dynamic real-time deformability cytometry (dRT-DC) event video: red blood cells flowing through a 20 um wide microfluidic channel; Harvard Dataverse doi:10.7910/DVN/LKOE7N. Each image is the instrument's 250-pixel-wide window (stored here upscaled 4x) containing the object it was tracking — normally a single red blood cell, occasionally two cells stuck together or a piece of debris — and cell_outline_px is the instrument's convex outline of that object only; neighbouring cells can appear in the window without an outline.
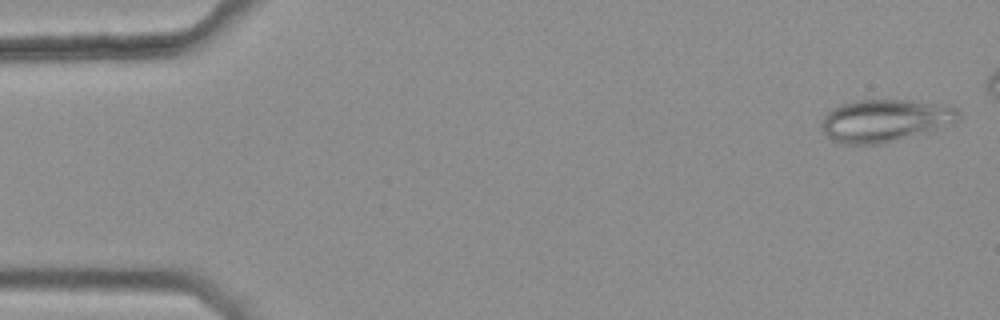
{"species": "common noctule bat (a hibernating species)", "species_latin": "Nyctalus noctula", "temperature_condition": "warm", "stored_images_in_passage": 47, "camera_frame_rate_fps": 3000, "um_per_image_px": 0.085, "animal": {"sex": "female", "body_mass_g": 25.1}, "frame": {"image": 1, "passage_image": 2, "time_ms": 0.333, "image_size_px": [1000, 320], "cell_outline_px": [[960, 120], [936, 128], [884, 144], [848, 144], [832, 140], [824, 132], [820, 124], [820, 120], [832, 108], [840, 104], [856, 100], [912, 100], [952, 104], [960, 112]], "centroid_in_image_um": [75.23, 10.22], "position_along_channel_um": 9.8, "area_um2": 34.04}}
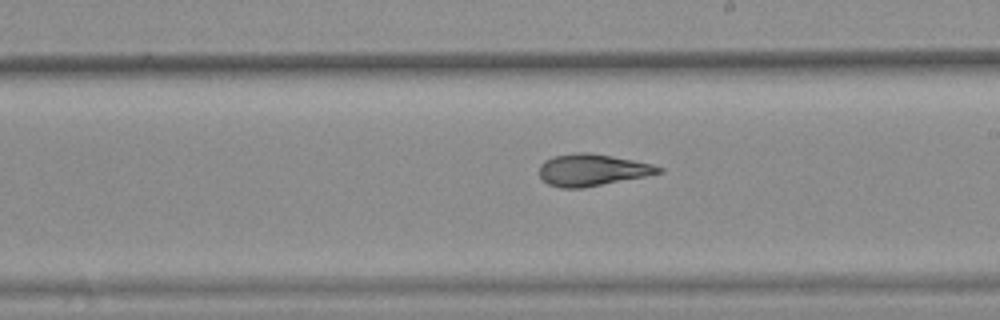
{"frame": {"image": 2, "passage_image": 30, "time_ms": 9.667, "image_size_px": [1000, 320], "cell_outline_px": [[664, 172], [584, 188], [560, 188], [548, 184], [540, 176], [540, 164], [544, 160], [552, 156], [580, 152], [588, 152], [612, 156], [652, 164], [664, 168]], "centroid_in_image_um": [50.32, 14.44], "position_along_channel_um": 238.7, "area_um2": 22.08}}
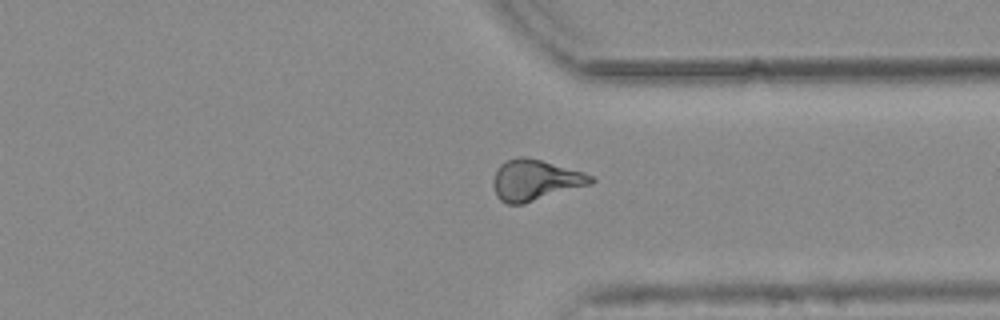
{"frame": {"image": 3, "passage_image": 40, "time_ms": 13.0, "image_size_px": [1000, 320], "cell_outline_px": [[596, 180], [592, 184], [524, 204], [508, 204], [500, 200], [496, 196], [492, 184], [492, 180], [496, 168], [504, 160], [516, 156], [524, 156], [540, 160], [584, 172], [592, 176]], "centroid_in_image_um": [45.46, 15.31], "position_along_channel_um": 365.9, "area_um2": 23.58}, "authors_computed_cell_mechanics": {"area_um2": 22.4842, "velocity_mm_per_s": 3.8252, "shape_relaxation_time_tau1_ms": null, "shape_relaxation_time_tau2_ms": 2.6786, "deformation_change_tau1": null, "deformation_change_tau2": 0.0913}}